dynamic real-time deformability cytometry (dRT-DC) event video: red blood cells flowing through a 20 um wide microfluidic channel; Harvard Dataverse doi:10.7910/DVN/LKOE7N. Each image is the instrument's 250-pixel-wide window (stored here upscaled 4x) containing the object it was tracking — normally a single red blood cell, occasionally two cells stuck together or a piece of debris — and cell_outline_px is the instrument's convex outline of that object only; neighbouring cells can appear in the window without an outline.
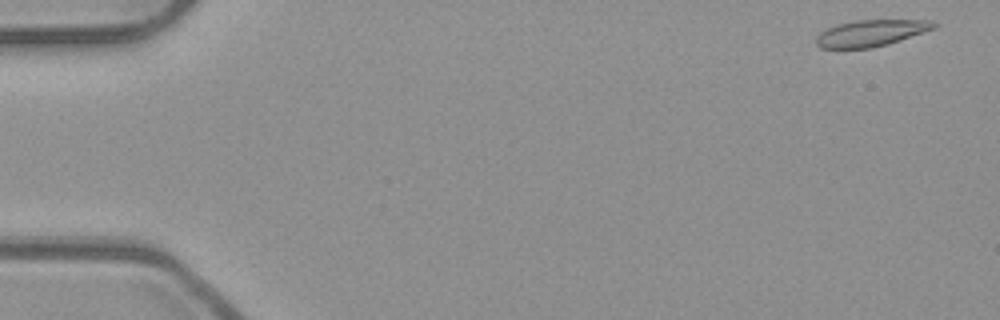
{"species": "common noctule bat (a hibernating species)", "species_latin": "Nyctalus noctula", "temperature_condition": "room temperature", "stored_images_in_passage": 16, "camera_frame_rate_fps": 3000, "um_per_image_px": 0.085, "animal": {"sex": "male", "body_mass_g": 23.1, "forearm_length_mm": 52.7}, "frame": {"image": 1, "passage_image": 1, "time_ms": 0.0, "image_size_px": [1000, 320], "cell_outline_px": [[936, 28], [888, 44], [872, 48], [820, 48], [816, 44], [816, 36], [820, 32], [836, 24], [856, 20], [932, 20], [936, 24]], "centroid_in_image_um": [74.02, 2.81], "position_along_channel_um": 11.0, "area_um2": 18.15}}
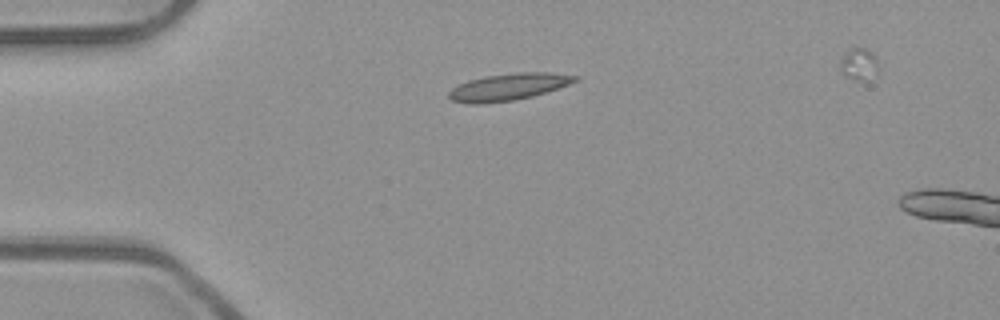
{"frame": {"image": 2, "passage_image": 12, "time_ms": 3.667, "image_size_px": [1000, 320], "cell_outline_px": [[580, 80], [532, 96], [512, 100], [480, 104], [472, 104], [452, 100], [448, 96], [448, 92], [452, 88], [468, 80], [484, 76], [516, 72], [552, 72], [580, 76]], "centroid_in_image_um": [43.23, 7.37], "position_along_channel_um": 41.8, "area_um2": 19.71}}